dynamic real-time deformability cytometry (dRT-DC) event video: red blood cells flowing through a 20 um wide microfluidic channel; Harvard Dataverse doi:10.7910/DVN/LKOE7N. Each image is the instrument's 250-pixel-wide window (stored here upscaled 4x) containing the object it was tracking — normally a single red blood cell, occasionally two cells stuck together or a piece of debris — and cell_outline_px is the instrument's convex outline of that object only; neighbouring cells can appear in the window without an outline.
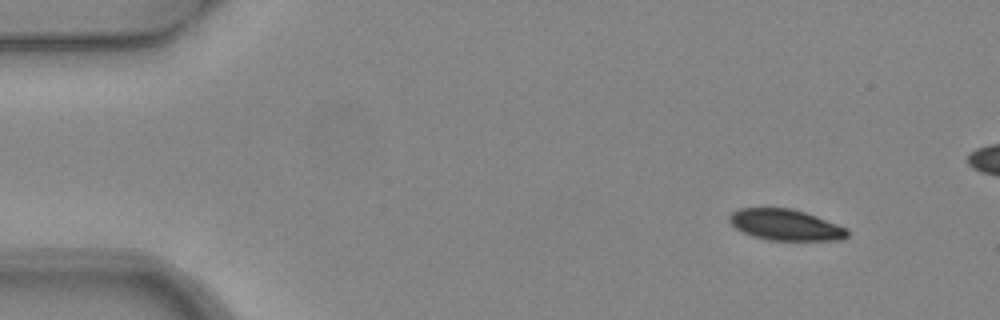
{"species": "common noctule bat (a hibernating species)", "species_latin": "Nyctalus noctula", "temperature_condition": "warm", "stored_images_in_passage": 5, "camera_frame_rate_fps": 3000, "um_per_image_px": 0.085, "animal": {"sex": "female", "body_mass_g": 24.6, "forearm_length_mm": 56.2}, "frame": {"image": 1, "passage_image": 1, "time_ms": 0.0, "image_size_px": [1000, 320], "cell_outline_px": [[848, 236], [840, 240], [768, 240], [752, 236], [736, 228], [728, 220], [728, 216], [732, 212], [740, 208], [792, 208], [816, 216], [848, 228]], "centroid_in_image_um": [66.77, 19.11], "position_along_channel_um": 18.2, "area_um2": 21.33}}
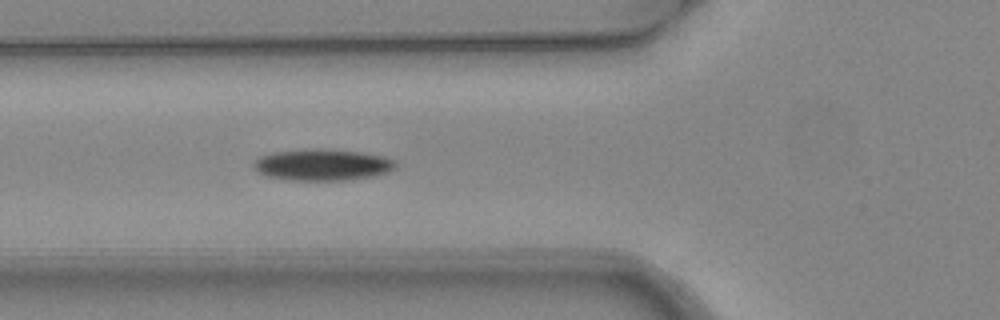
{"frame": {"image": 2, "passage_image": 5, "time_ms": 1.333, "image_size_px": [1000, 320], "cell_outline_px": [[396, 168], [388, 172], [372, 176], [348, 180], [288, 180], [268, 176], [260, 172], [252, 164], [260, 156], [272, 152], [312, 148], [328, 148], [360, 152], [384, 156], [396, 160]], "centroid_in_image_um": [27.44, 13.99], "position_along_channel_um": 98.4, "area_um2": 26.18}}